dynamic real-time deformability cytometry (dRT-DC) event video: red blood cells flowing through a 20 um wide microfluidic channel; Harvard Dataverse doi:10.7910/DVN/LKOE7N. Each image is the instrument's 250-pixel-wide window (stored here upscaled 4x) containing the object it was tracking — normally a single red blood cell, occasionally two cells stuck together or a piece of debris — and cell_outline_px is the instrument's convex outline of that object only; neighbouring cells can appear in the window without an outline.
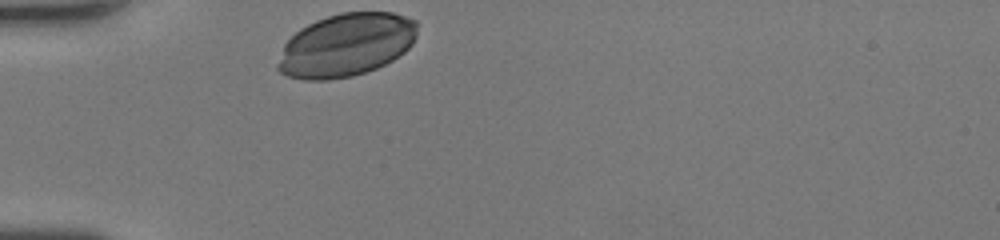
{"species": "human", "species_latin": "Homo sapiens", "temperature_condition": "room temperature", "stored_images_in_passage": 26, "camera_frame_rate_fps": 3000, "um_per_image_px": 0.085, "donor": {"sex": "female"}, "frame": {"image": 1, "passage_image": 1, "time_ms": 0.0, "image_size_px": [1000, 240], "cell_outline_px": [[416, 36], [412, 44], [404, 52], [392, 60], [376, 68], [352, 76], [328, 80], [304, 80], [288, 76], [280, 72], [276, 68], [276, 64], [284, 44], [300, 28], [316, 20], [340, 12], [392, 12], [416, 20]], "centroid_in_image_um": [29.4, 3.83], "position_along_channel_um": 55.6, "area_um2": 51.27}}
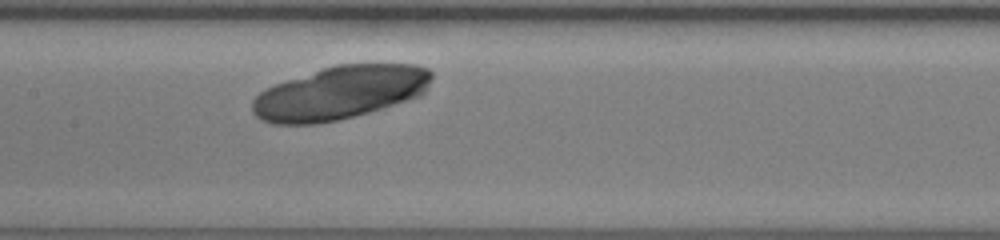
{"frame": {"image": 2, "passage_image": 11, "time_ms": 3.333, "image_size_px": [1000, 240], "cell_outline_px": [[432, 76], [424, 92], [420, 96], [384, 108], [340, 120], [316, 124], [272, 124], [260, 120], [252, 112], [252, 100], [264, 88], [336, 64], [416, 64], [428, 68], [432, 72]], "centroid_in_image_um": [28.89, 7.9], "position_along_channel_um": 178.5, "area_um2": 55.78}}
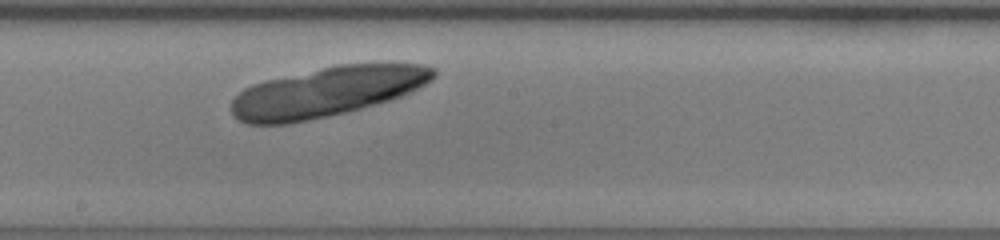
{"frame": {"image": 3, "passage_image": 14, "time_ms": 4.333, "image_size_px": [1000, 240], "cell_outline_px": [[436, 76], [432, 80], [412, 92], [388, 100], [360, 108], [328, 116], [288, 124], [244, 124], [232, 116], [232, 100], [244, 88], [252, 84], [264, 80], [336, 64], [424, 64], [436, 68]], "centroid_in_image_um": [27.77, 7.8], "position_along_channel_um": 220.4, "area_um2": 58.67}}